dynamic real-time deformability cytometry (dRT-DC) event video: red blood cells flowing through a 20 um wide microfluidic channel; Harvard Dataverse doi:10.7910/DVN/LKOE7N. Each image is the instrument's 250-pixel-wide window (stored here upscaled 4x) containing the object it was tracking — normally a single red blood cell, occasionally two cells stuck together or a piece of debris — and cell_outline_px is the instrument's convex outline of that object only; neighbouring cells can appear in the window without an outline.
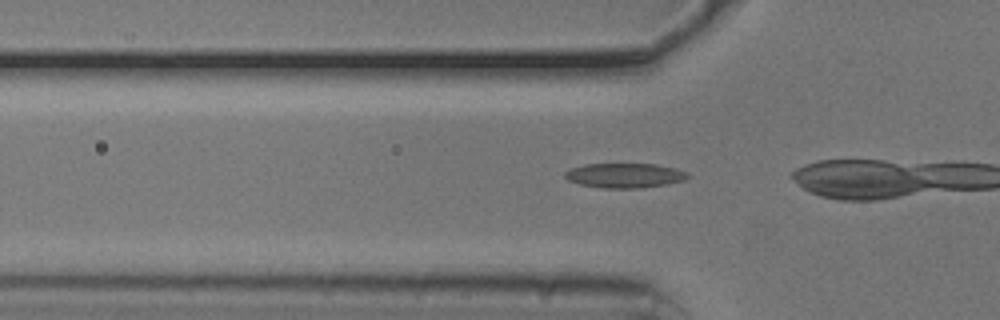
{"species": "common noctule bat (a hibernating species)", "species_latin": "Nyctalus noctula", "temperature_condition": "cold", "stored_images_in_passage": 14, "camera_frame_rate_fps": 3000, "um_per_image_px": 0.085, "animal": {"sex": "male", "body_mass_g": 20.5, "forearm_length_mm": 52.5}, "frame": {"image": 1, "passage_image": 12, "time_ms": 3.667, "image_size_px": [1000, 320], "cell_outline_px": [[688, 176], [684, 180], [668, 184], [640, 188], [604, 188], [580, 184], [568, 180], [564, 176], [564, 172], [572, 168], [584, 164], [656, 164], [676, 168], [688, 172]], "centroid_in_image_um": [53.11, 14.91], "position_along_channel_um": 72.7, "area_um2": 17.63}}